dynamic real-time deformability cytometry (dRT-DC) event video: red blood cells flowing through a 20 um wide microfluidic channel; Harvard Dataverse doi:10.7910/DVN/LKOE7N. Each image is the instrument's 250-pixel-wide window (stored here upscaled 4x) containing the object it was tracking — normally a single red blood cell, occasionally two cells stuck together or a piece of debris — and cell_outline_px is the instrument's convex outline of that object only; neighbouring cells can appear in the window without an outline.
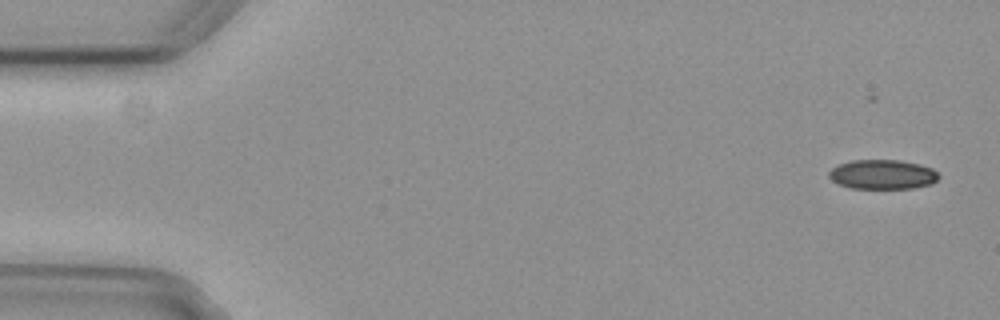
{"species": "common noctule bat (a hibernating species)", "species_latin": "Nyctalus noctula", "temperature_condition": "cold", "stored_images_in_passage": 7, "camera_frame_rate_fps": 3000, "um_per_image_px": 0.085, "animal": {"sex": "female", "body_mass_g": 29.2, "forearm_length_mm": 56.3}, "frame": {"image": 1, "passage_image": 2, "time_ms": 0.333, "image_size_px": [1000, 320], "cell_outline_px": [[940, 176], [932, 184], [912, 188], [848, 188], [832, 180], [828, 176], [828, 172], [832, 168], [840, 164], [852, 160], [900, 160], [920, 164], [932, 168]], "centroid_in_image_um": [75.02, 14.82], "position_along_channel_um": 10.0, "area_um2": 18.84}}